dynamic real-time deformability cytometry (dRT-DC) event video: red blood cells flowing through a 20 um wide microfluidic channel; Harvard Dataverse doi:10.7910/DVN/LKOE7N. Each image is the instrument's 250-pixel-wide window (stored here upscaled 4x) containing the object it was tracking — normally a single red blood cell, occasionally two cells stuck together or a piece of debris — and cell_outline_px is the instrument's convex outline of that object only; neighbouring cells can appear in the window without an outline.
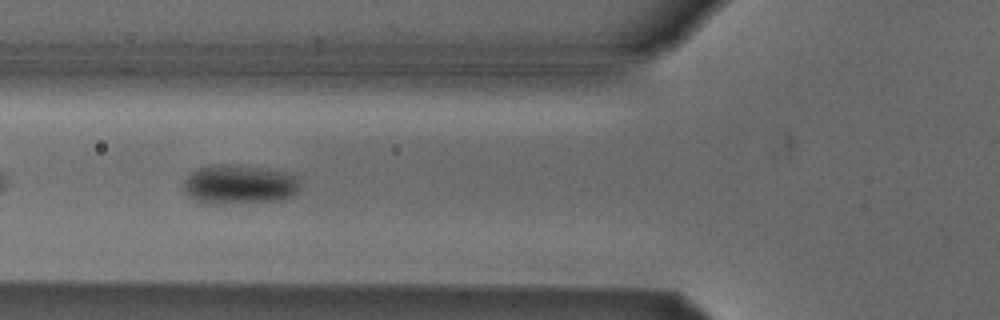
{"species": "Egyptian fruit bat (a non-hibernating species)", "species_latin": "Rousettus aegyptiacus", "temperature_condition": "cold", "stored_images_in_passage": 41, "camera_frame_rate_fps": 3000, "um_per_image_px": 0.085, "animal": {"sex": "male"}, "frame": {"image": 1, "passage_image": 6, "time_ms": 1.667, "image_size_px": [1000, 320], "cell_outline_px": [[296, 192], [292, 196], [284, 200], [216, 204], [204, 204], [188, 196], [184, 188], [184, 184], [188, 176], [192, 172], [200, 168], [212, 164], [224, 164], [256, 168], [296, 176]], "centroid_in_image_um": [20.25, 15.71], "position_along_channel_um": 105.5, "area_um2": 25.89}}
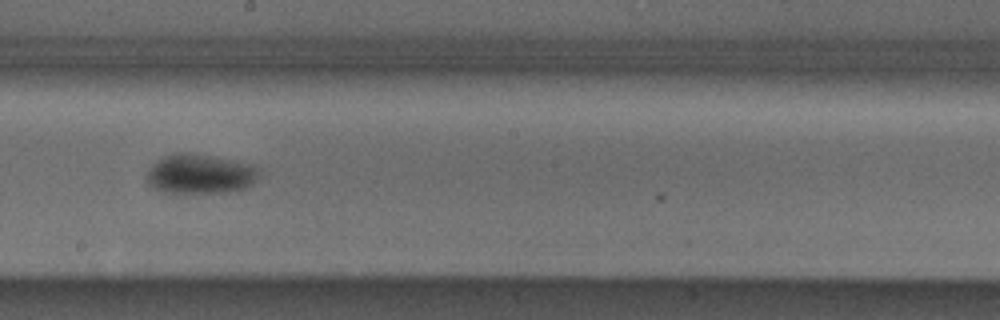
{"frame": {"image": 2, "passage_image": 16, "time_ms": 5.0, "image_size_px": [1000, 320], "cell_outline_px": [[260, 172], [252, 184], [244, 188], [228, 192], [160, 192], [148, 184], [144, 176], [152, 164], [156, 160], [172, 152], [188, 152], [248, 164], [256, 168]], "centroid_in_image_um": [16.91, 14.79], "position_along_channel_um": 231.3, "area_um2": 25.72}}
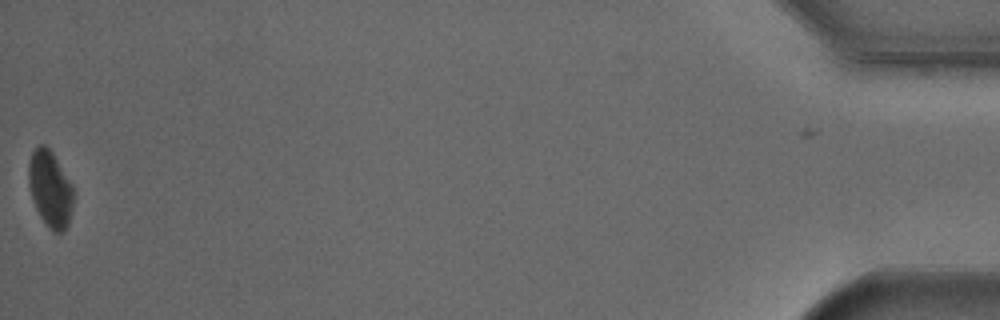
{"frame": {"image": 3, "passage_image": 40, "time_ms": 13.0, "image_size_px": [1000, 320], "cell_outline_px": [[76, 192], [68, 224], [60, 232], [52, 232], [48, 228], [40, 216], [36, 208], [28, 184], [28, 164], [32, 152], [40, 144], [44, 144], [52, 152], [72, 184]], "centroid_in_image_um": [4.28, 16.06], "position_along_channel_um": 430.9, "area_um2": 20.0}, "authors_computed_cell_mechanics": {"area_um2": 25.3164, "velocity_mm_per_s": 3.7864, "shape_relaxation_time_tau1_ms": 2.3751, "shape_relaxation_time_tau2_ms": null, "deformation_change_tau1": 0.0588, "deformation_change_tau2": null}}